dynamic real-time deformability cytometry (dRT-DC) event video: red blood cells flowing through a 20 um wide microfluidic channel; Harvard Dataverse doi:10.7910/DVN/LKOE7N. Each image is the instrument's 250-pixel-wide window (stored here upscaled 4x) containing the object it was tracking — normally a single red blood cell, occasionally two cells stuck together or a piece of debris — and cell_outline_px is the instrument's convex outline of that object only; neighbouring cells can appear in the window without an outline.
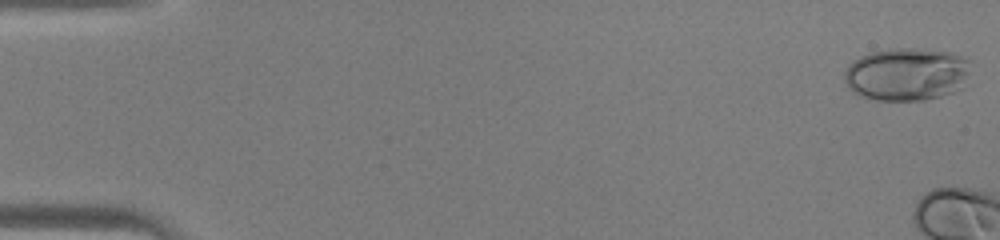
{"species": "human", "species_latin": "Homo sapiens", "temperature_condition": "warm", "stored_images_in_passage": 7, "camera_frame_rate_fps": 3000, "um_per_image_px": 0.085, "donor": {"sex": "male"}, "frame": {"image": 1, "passage_image": 1, "time_ms": 0.0, "image_size_px": [1000, 240], "cell_outline_px": [[972, 60], [964, 88], [940, 96], [924, 100], [876, 100], [852, 92], [848, 88], [844, 80], [844, 72], [848, 64], [852, 60], [868, 52], [888, 48], [916, 48], [948, 52]], "centroid_in_image_um": [77.06, 6.29], "position_along_channel_um": 7.9, "area_um2": 39.48}}